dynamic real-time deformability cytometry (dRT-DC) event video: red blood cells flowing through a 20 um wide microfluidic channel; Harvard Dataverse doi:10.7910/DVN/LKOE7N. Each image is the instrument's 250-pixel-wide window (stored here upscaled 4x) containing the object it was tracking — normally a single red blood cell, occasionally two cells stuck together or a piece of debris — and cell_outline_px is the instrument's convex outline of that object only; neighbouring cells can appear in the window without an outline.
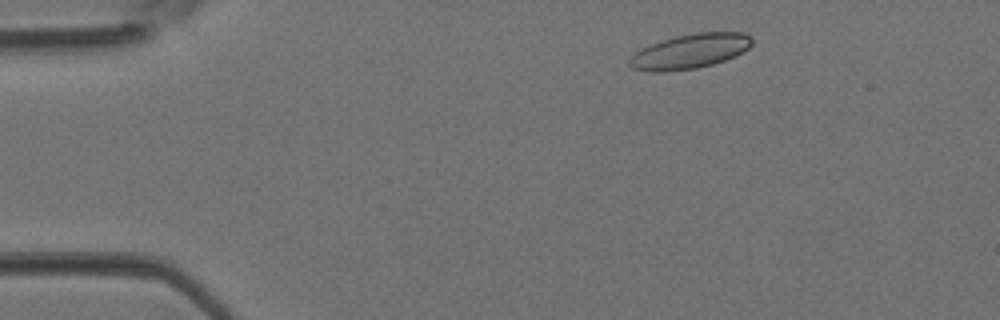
{"species": "Egyptian fruit bat (a non-hibernating species)", "species_latin": "Rousettus aegyptiacus", "temperature_condition": "room temperature", "stored_images_in_passage": 2, "camera_frame_rate_fps": 3000, "um_per_image_px": 0.085, "animal": {"sex": "female"}, "frame": {"image": 1, "passage_image": 1, "time_ms": 0.0, "image_size_px": [1000, 320], "cell_outline_px": [[752, 44], [748, 48], [724, 60], [712, 64], [696, 68], [664, 72], [652, 72], [632, 68], [628, 64], [628, 60], [640, 48], [676, 36], [696, 32], [744, 32], [752, 36]], "centroid_in_image_um": [58.63, 4.36], "position_along_channel_um": 26.4, "area_um2": 24.57}}